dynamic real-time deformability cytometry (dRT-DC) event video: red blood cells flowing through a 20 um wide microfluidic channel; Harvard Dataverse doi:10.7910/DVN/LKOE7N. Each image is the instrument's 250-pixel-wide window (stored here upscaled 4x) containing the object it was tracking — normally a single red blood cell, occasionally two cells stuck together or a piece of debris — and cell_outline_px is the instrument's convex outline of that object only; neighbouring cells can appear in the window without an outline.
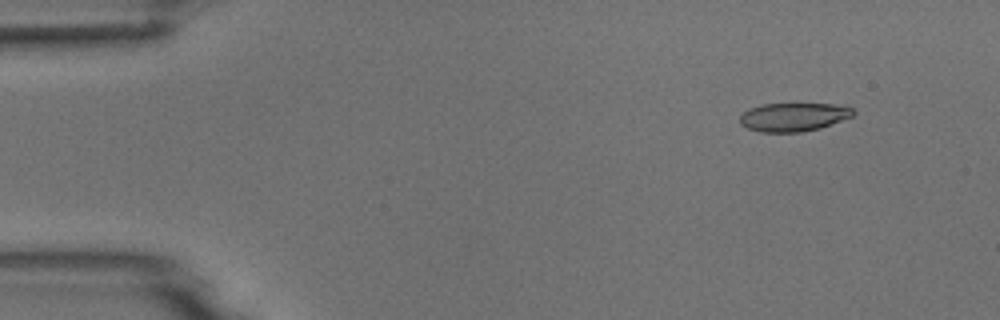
{"species": "common noctule bat (a hibernating species)", "species_latin": "Nyctalus noctula", "temperature_condition": "room temperature", "stored_images_in_passage": 6, "camera_frame_rate_fps": 3000, "um_per_image_px": 0.085, "animal": {"sex": "male", "body_mass_g": 18.8}, "frame": {"image": 1, "passage_image": 2, "time_ms": 1.0, "image_size_px": [1000, 320], "cell_outline_px": [[856, 112], [852, 116], [820, 128], [800, 132], [760, 132], [748, 128], [740, 124], [740, 116], [748, 108], [764, 104], [848, 104]], "centroid_in_image_um": [67.47, 9.93], "position_along_channel_um": 17.5, "area_um2": 18.9}}
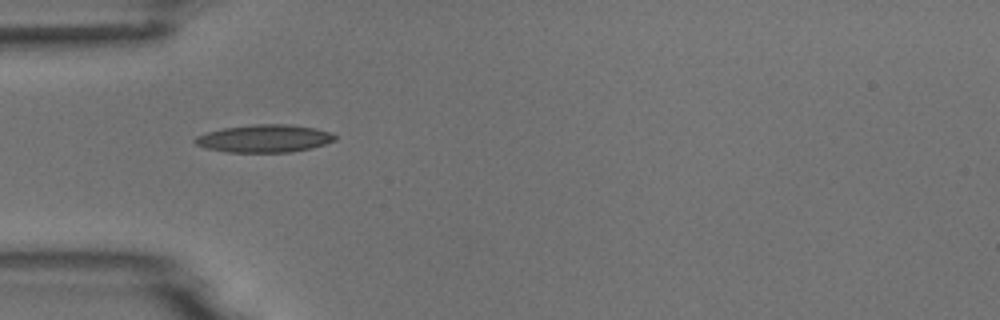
{"frame": {"image": 2, "passage_image": 5, "time_ms": 4.667, "image_size_px": [1000, 320], "cell_outline_px": [[336, 140], [312, 148], [292, 152], [228, 152], [204, 148], [196, 144], [192, 140], [196, 136], [208, 132], [224, 128], [252, 124], [288, 124], [316, 128], [332, 132], [336, 136]], "centroid_in_image_um": [22.48, 11.77], "position_along_channel_um": 62.5, "area_um2": 22.72}}